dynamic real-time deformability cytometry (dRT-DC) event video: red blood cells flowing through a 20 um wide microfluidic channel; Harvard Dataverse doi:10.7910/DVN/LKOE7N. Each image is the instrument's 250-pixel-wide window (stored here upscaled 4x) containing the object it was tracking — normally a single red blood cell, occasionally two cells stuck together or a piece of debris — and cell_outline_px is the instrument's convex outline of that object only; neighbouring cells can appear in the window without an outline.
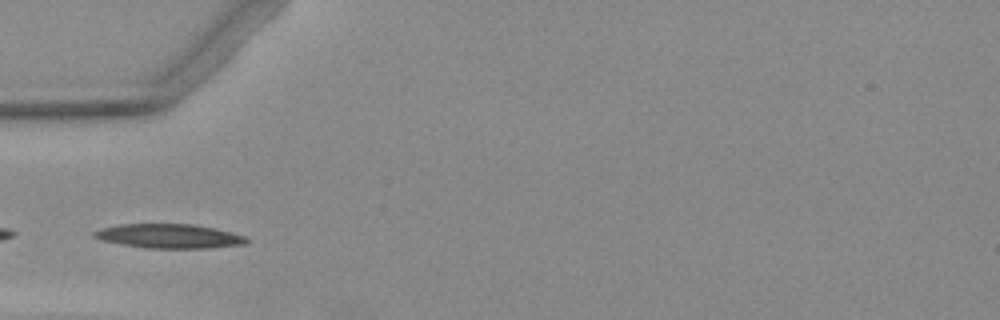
{"species": "Egyptian fruit bat (a non-hibernating species)", "species_latin": "Rousettus aegyptiacus", "temperature_condition": "warm", "stored_images_in_passage": 2, "camera_frame_rate_fps": 3000, "um_per_image_px": 0.085, "animal": {"sex": "female"}, "frame": {"image": 1, "passage_image": 2, "time_ms": 1.667, "image_size_px": [1000, 320], "cell_outline_px": [[248, 240], [244, 244], [208, 248], [144, 248], [120, 244], [104, 240], [92, 236], [92, 232], [100, 228], [120, 224], [192, 224], [232, 232], [244, 236]], "centroid_in_image_um": [14.33, 20.07], "position_along_channel_um": 70.7, "area_um2": 21.39}}